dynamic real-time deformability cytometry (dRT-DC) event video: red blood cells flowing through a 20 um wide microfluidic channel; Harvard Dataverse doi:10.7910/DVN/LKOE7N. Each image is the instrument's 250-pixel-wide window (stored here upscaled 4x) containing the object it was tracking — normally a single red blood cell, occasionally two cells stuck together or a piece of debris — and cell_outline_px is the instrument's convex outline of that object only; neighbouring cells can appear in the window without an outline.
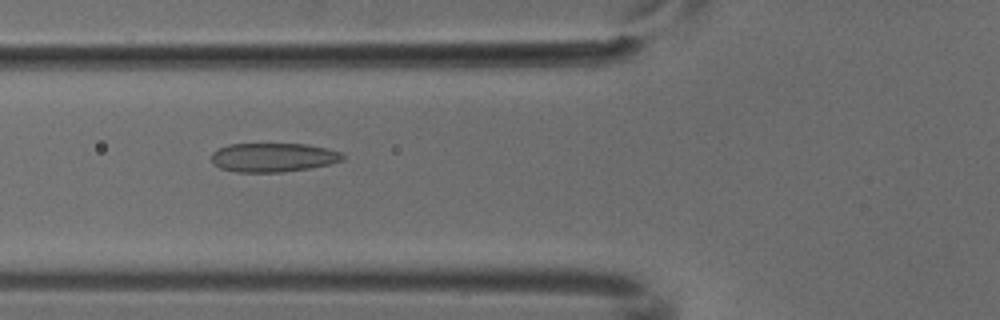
{"species": "common noctule bat (a hibernating species)", "species_latin": "Nyctalus noctula", "temperature_condition": "cold", "stored_images_in_passage": 7, "camera_frame_rate_fps": 3000, "um_per_image_px": 0.085, "animal": {"sex": "male", "body_mass_g": 18.8}, "frame": {"image": 1, "passage_image": 5, "time_ms": 1.333, "image_size_px": [1000, 320], "cell_outline_px": [[344, 160], [332, 164], [308, 168], [280, 172], [236, 172], [220, 168], [212, 164], [212, 152], [228, 144], [308, 144], [328, 148], [340, 152], [344, 156]], "centroid_in_image_um": [23.23, 13.38], "position_along_channel_um": 102.6, "area_um2": 22.25}}
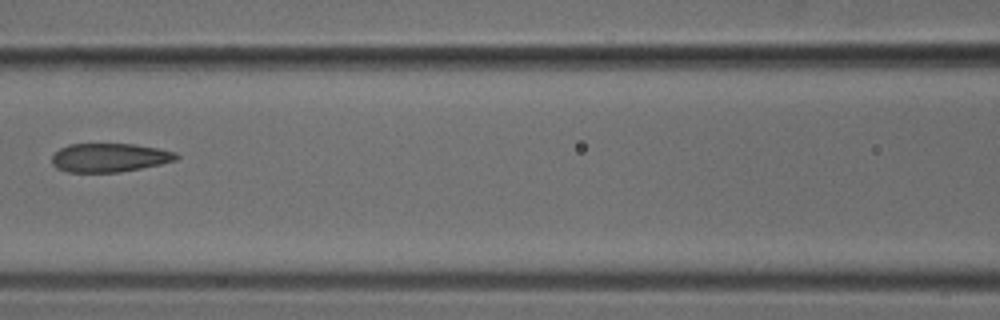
{"frame": {"image": 2, "passage_image": 6, "time_ms": 1.667, "image_size_px": [1000, 320], "cell_outline_px": [[180, 156], [176, 160], [160, 164], [120, 172], [68, 172], [56, 168], [52, 164], [52, 156], [60, 148], [68, 144], [136, 144], [176, 152]], "centroid_in_image_um": [9.29, 13.39], "position_along_channel_um": 157.3, "area_um2": 20.81}}
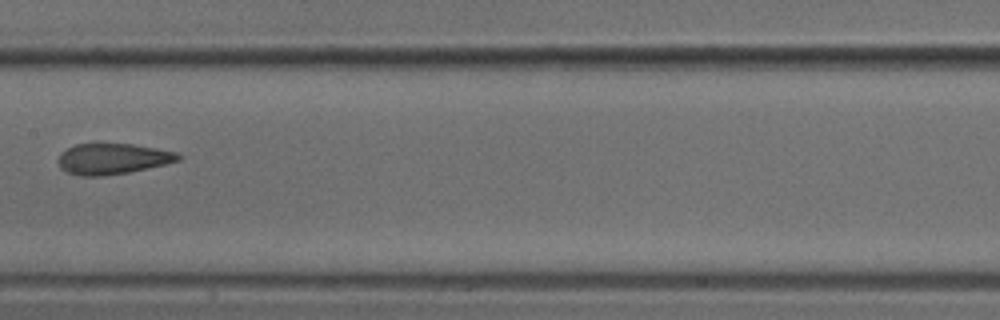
{"frame": {"image": 3, "passage_image": 7, "time_ms": 2.0, "image_size_px": [1000, 320], "cell_outline_px": [[184, 156], [180, 160], [164, 164], [128, 172], [104, 176], [80, 176], [68, 172], [60, 168], [60, 156], [68, 148], [76, 144], [132, 144], [156, 148], [176, 152]], "centroid_in_image_um": [9.62, 13.5], "position_along_channel_um": 197.8, "area_um2": 21.21}}